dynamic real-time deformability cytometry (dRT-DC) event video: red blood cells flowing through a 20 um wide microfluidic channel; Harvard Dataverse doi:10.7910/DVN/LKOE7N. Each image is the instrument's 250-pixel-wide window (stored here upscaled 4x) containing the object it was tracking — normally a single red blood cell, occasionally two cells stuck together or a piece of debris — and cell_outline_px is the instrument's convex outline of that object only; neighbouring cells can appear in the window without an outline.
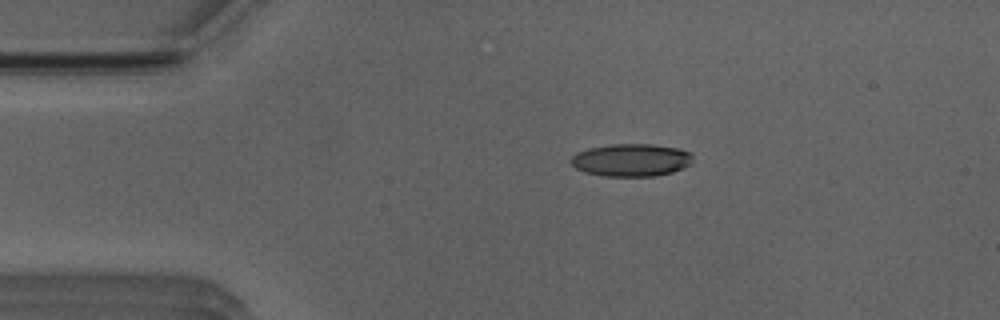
{"species": "Egyptian fruit bat (a non-hibernating species)", "species_latin": "Rousettus aegyptiacus", "temperature_condition": "room temperature", "stored_images_in_passage": 36, "camera_frame_rate_fps": 3000, "um_per_image_px": 0.085, "animal": {"sex": "male"}, "frame": {"image": 1, "passage_image": 1, "time_ms": 0.0, "image_size_px": [1000, 320], "cell_outline_px": [[692, 164], [684, 168], [672, 172], [656, 176], [604, 176], [584, 172], [576, 168], [572, 164], [572, 156], [576, 152], [588, 148], [612, 144], [652, 144], [680, 148], [688, 152], [692, 156]], "centroid_in_image_um": [53.67, 13.6], "position_along_channel_um": 31.3, "area_um2": 23.29}}
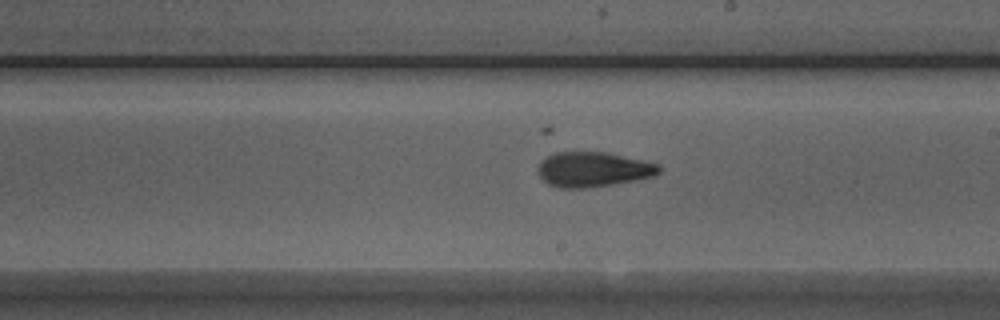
{"frame": {"image": 2, "passage_image": 20, "time_ms": 6.333, "image_size_px": [1000, 320], "cell_outline_px": [[660, 172], [652, 176], [636, 180], [588, 188], [560, 188], [548, 184], [540, 176], [536, 168], [540, 160], [556, 152], [604, 152], [660, 164]], "centroid_in_image_um": [50.38, 14.4], "position_along_channel_um": 238.6, "area_um2": 24.57}}
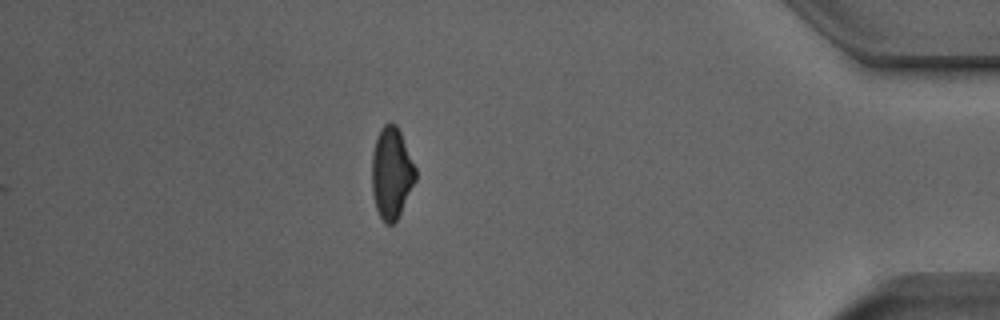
{"frame": {"image": 3, "passage_image": 36, "time_ms": 11.667, "image_size_px": [1000, 320], "cell_outline_px": [[416, 180], [396, 220], [392, 224], [384, 224], [376, 208], [372, 192], [372, 152], [376, 136], [380, 128], [388, 120], [392, 120], [396, 124], [400, 132], [416, 168]], "centroid_in_image_um": [33.26, 14.66], "position_along_channel_um": 401.9, "area_um2": 23.35}, "authors_computed_cell_mechanics": {"area_um2": 23.8136, "velocity_mm_per_s": 3.9671, "shape_relaxation_time_tau1_ms": 4.5831, "shape_relaxation_time_tau2_ms": 2.1708, "deformation_change_tau1": 0.1694, "deformation_change_tau2": 0.0881}}